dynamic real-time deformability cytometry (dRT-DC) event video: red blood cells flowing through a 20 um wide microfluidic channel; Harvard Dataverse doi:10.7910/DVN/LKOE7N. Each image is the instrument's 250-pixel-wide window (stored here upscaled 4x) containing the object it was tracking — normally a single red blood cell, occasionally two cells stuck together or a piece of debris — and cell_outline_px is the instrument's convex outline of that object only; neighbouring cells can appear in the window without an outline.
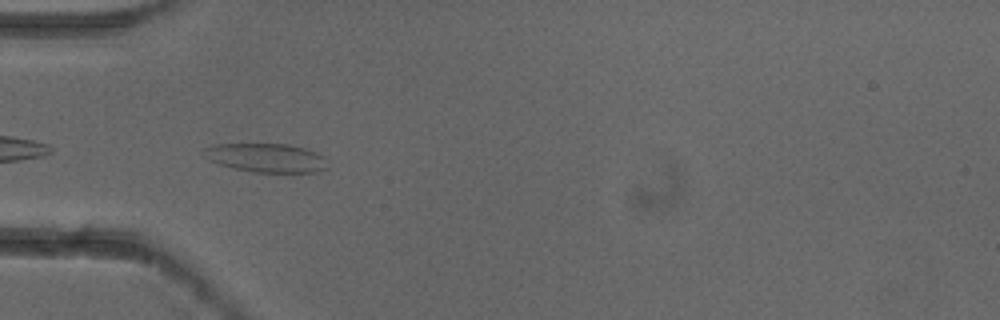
{"species": "common noctule bat (a hibernating species)", "species_latin": "Nyctalus noctula", "temperature_condition": "cold", "stored_images_in_passage": 6, "camera_frame_rate_fps": 3000, "um_per_image_px": 0.085, "animal": {"sex": "female"}, "frame": {"image": 1, "passage_image": 5, "time_ms": 1.333, "image_size_px": [1000, 320], "cell_outline_px": [[328, 168], [316, 172], [252, 172], [232, 168], [220, 164], [204, 156], [204, 148], [216, 144], [288, 144], [304, 148], [316, 152], [324, 156]], "centroid_in_image_um": [22.66, 13.41], "position_along_channel_um": 62.3, "area_um2": 20.69}}
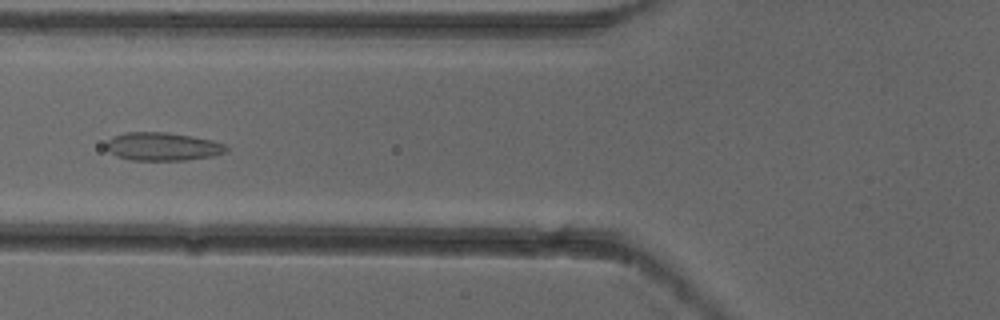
{"frame": {"image": 2, "passage_image": 6, "time_ms": 1.667, "image_size_px": [1000, 320], "cell_outline_px": [[228, 148], [224, 152], [212, 156], [184, 160], [132, 160], [116, 156], [108, 148], [108, 140], [112, 136], [124, 132], [168, 132], [192, 136], [212, 140], [228, 144]], "centroid_in_image_um": [13.86, 12.44], "position_along_channel_um": 111.9, "area_um2": 19.65}}